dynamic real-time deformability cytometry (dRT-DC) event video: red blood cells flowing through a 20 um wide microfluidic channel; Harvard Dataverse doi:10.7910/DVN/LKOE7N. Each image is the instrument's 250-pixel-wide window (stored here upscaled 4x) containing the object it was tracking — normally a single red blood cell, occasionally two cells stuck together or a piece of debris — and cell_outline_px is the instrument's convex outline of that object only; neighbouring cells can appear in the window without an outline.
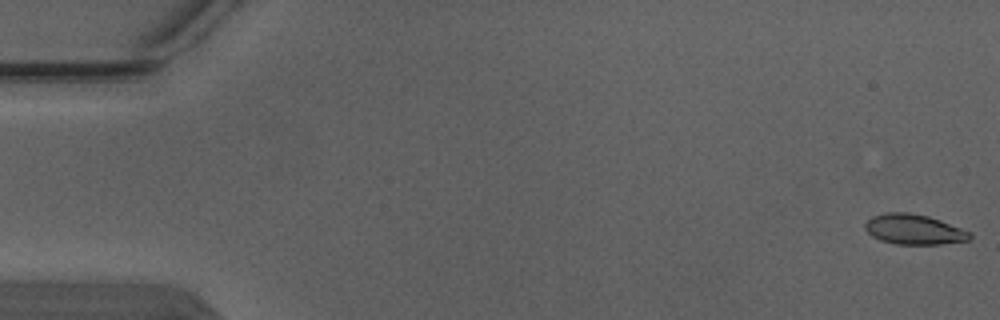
{"species": "Egyptian fruit bat (a non-hibernating species)", "species_latin": "Rousettus aegyptiacus", "temperature_condition": "warm", "stored_images_in_passage": 5, "camera_frame_rate_fps": 3000, "um_per_image_px": 0.085, "animal": {"sex": "male"}, "frame": {"image": 1, "passage_image": 1, "time_ms": 0.0, "image_size_px": [1000, 320], "cell_outline_px": [[972, 240], [940, 244], [896, 244], [880, 240], [872, 236], [864, 228], [864, 224], [872, 216], [888, 212], [908, 212], [928, 216], [940, 220], [972, 232]], "centroid_in_image_um": [77.71, 19.5], "position_along_channel_um": 7.3, "area_um2": 18.5}}
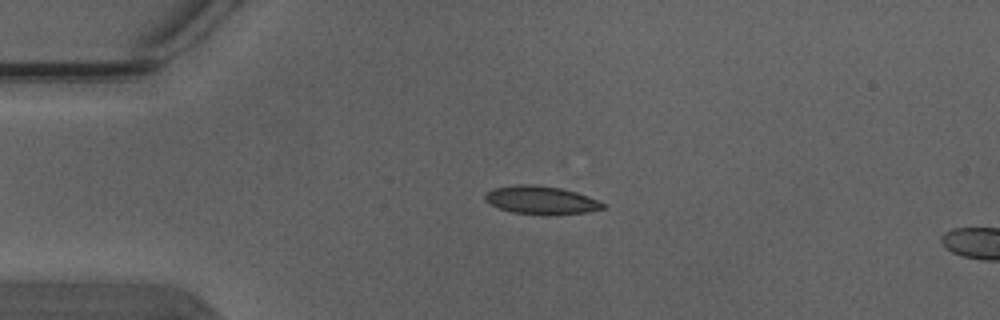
{"frame": {"image": 2, "passage_image": 4, "time_ms": 1.0, "image_size_px": [1000, 320], "cell_outline_px": [[604, 208], [588, 212], [512, 212], [500, 208], [484, 200], [484, 196], [492, 188], [516, 184], [536, 184], [560, 188], [576, 192], [588, 196], [604, 204]], "centroid_in_image_um": [45.94, 16.95], "position_along_channel_um": 39.1, "area_um2": 18.38}}